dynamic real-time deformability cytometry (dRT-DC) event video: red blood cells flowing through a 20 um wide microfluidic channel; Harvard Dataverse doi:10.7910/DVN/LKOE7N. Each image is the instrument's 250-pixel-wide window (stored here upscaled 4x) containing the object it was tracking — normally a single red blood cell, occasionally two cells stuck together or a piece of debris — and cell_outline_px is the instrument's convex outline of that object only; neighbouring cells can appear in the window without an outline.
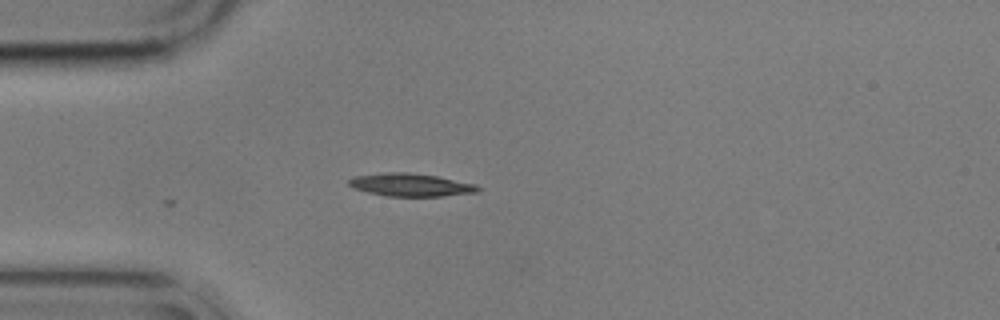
{"species": "common noctule bat (a hibernating species)", "species_latin": "Nyctalus noctula", "temperature_condition": "cold", "stored_images_in_passage": 4, "camera_frame_rate_fps": 3000, "um_per_image_px": 0.085, "animal": {"sex": "male", "body_mass_g": 17.9}, "frame": {"image": 1, "passage_image": 1, "time_ms": 0.0, "image_size_px": [1000, 320], "cell_outline_px": [[480, 188], [476, 192], [444, 196], [388, 196], [368, 192], [352, 188], [348, 184], [348, 180], [356, 176], [392, 172], [408, 172], [436, 176], [476, 184]], "centroid_in_image_um": [34.9, 15.71], "position_along_channel_um": 50.1, "area_um2": 16.99}}